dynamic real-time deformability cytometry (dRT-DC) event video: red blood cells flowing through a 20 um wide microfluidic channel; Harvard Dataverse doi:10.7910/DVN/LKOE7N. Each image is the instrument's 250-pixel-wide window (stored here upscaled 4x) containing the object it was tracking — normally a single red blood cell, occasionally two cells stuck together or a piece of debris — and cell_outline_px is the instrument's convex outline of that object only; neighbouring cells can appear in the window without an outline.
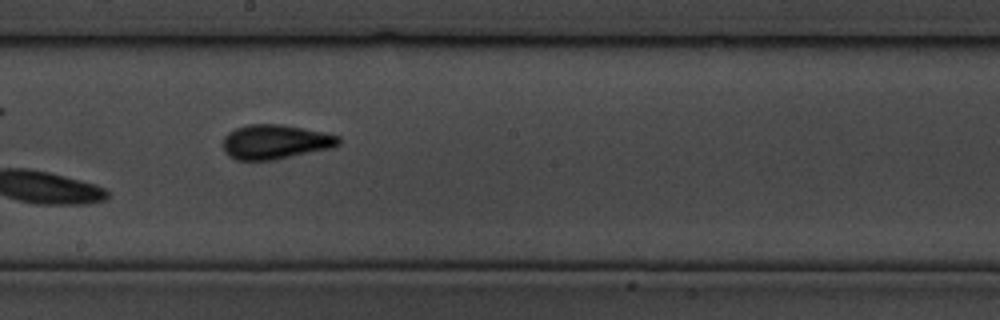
{"species": "common noctule bat (a hibernating species)", "species_latin": "Nyctalus noctula", "temperature_condition": "cold", "stored_images_in_passage": 22, "camera_frame_rate_fps": 3000, "um_per_image_px": 0.085, "animal": {"sex": "male", "body_mass_g": 19.5, "forearm_length_mm": 54.6}, "frame": {"image": 1, "passage_image": 10, "time_ms": 3.0, "image_size_px": [1000, 320], "cell_outline_px": [[340, 144], [332, 148], [276, 160], [236, 160], [228, 156], [224, 152], [224, 136], [228, 132], [236, 128], [248, 124], [280, 124], [340, 136]], "centroid_in_image_um": [23.38, 12.07], "position_along_channel_um": 224.8, "area_um2": 23.24}}
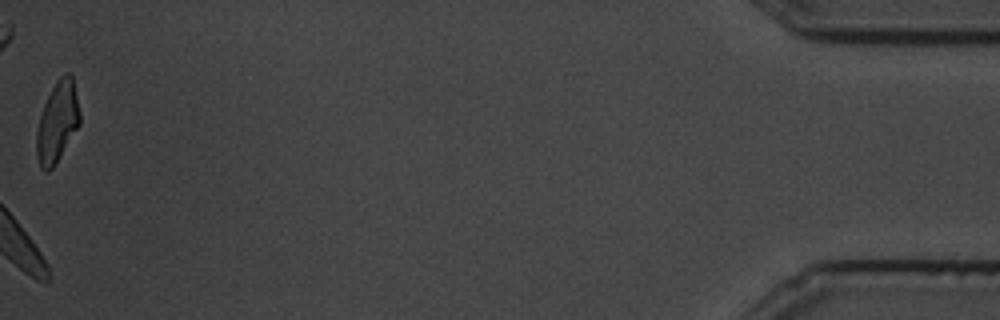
{"frame": {"image": 2, "passage_image": 22, "time_ms": 7.0, "image_size_px": [1000, 320], "cell_outline_px": [[80, 124], [52, 168], [48, 172], [40, 168], [36, 156], [36, 132], [40, 116], [44, 104], [56, 80], [64, 72], [68, 72], [72, 76], [80, 112]], "centroid_in_image_um": [4.86, 10.36], "position_along_channel_um": 430.3, "area_um2": 20.17}}